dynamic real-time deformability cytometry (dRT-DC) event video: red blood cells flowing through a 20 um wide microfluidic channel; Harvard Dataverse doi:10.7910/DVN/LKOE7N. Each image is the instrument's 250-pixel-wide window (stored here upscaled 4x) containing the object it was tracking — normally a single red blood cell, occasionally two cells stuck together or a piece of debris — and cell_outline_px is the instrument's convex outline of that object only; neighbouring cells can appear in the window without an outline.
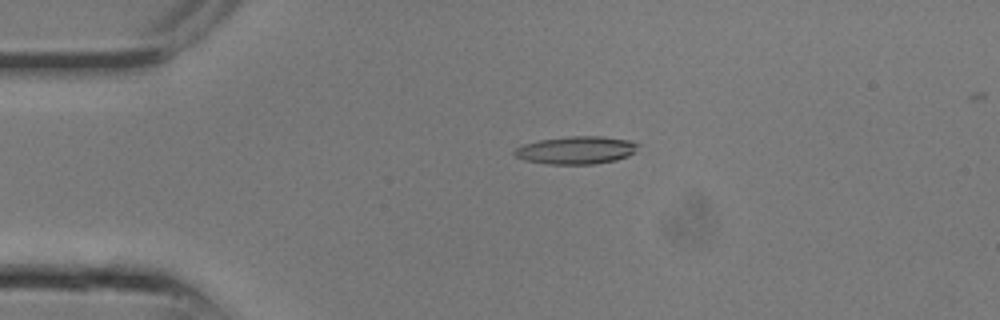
{"species": "common noctule bat (a hibernating species)", "species_latin": "Nyctalus noctula", "temperature_condition": "room temperature", "stored_images_in_passage": 9, "camera_frame_rate_fps": 3000, "um_per_image_px": 0.085, "animal": {"sex": "male", "body_mass_g": 13.3}, "frame": {"image": 1, "passage_image": 6, "time_ms": 1.667, "image_size_px": [1000, 320], "cell_outline_px": [[640, 144], [628, 156], [616, 160], [592, 164], [548, 164], [524, 160], [516, 156], [512, 152], [516, 148], [524, 144], [540, 140], [568, 136], [600, 136], [628, 140]], "centroid_in_image_um": [48.95, 12.76], "position_along_channel_um": 36.0, "area_um2": 19.83}}